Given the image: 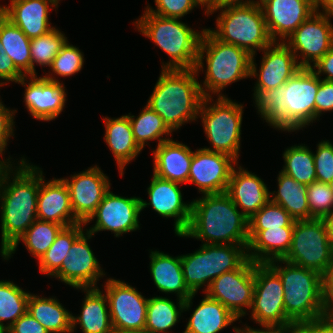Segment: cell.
Wrapping results in <instances>:
<instances>
[{
  "mask_svg": "<svg viewBox=\"0 0 333 333\" xmlns=\"http://www.w3.org/2000/svg\"><path fill=\"white\" fill-rule=\"evenodd\" d=\"M236 333H298L297 326L294 324L285 328H262L254 329L249 326H245L243 329L233 327Z\"/></svg>",
  "mask_w": 333,
  "mask_h": 333,
  "instance_id": "56",
  "label": "cell"
},
{
  "mask_svg": "<svg viewBox=\"0 0 333 333\" xmlns=\"http://www.w3.org/2000/svg\"><path fill=\"white\" fill-rule=\"evenodd\" d=\"M29 295L11 281H0V333L27 312ZM5 321L8 322L6 325Z\"/></svg>",
  "mask_w": 333,
  "mask_h": 333,
  "instance_id": "41",
  "label": "cell"
},
{
  "mask_svg": "<svg viewBox=\"0 0 333 333\" xmlns=\"http://www.w3.org/2000/svg\"><path fill=\"white\" fill-rule=\"evenodd\" d=\"M193 152L187 145L172 139L162 142L153 151V174L164 180L188 183Z\"/></svg>",
  "mask_w": 333,
  "mask_h": 333,
  "instance_id": "26",
  "label": "cell"
},
{
  "mask_svg": "<svg viewBox=\"0 0 333 333\" xmlns=\"http://www.w3.org/2000/svg\"><path fill=\"white\" fill-rule=\"evenodd\" d=\"M14 169L5 174L0 189L1 256L38 219L40 168L22 158Z\"/></svg>",
  "mask_w": 333,
  "mask_h": 333,
  "instance_id": "2",
  "label": "cell"
},
{
  "mask_svg": "<svg viewBox=\"0 0 333 333\" xmlns=\"http://www.w3.org/2000/svg\"><path fill=\"white\" fill-rule=\"evenodd\" d=\"M84 65V55L76 46L70 45L68 41L53 59L50 66L51 73L67 77L78 73Z\"/></svg>",
  "mask_w": 333,
  "mask_h": 333,
  "instance_id": "46",
  "label": "cell"
},
{
  "mask_svg": "<svg viewBox=\"0 0 333 333\" xmlns=\"http://www.w3.org/2000/svg\"><path fill=\"white\" fill-rule=\"evenodd\" d=\"M254 293V261L247 259L239 268L215 278L205 291L238 319L251 308Z\"/></svg>",
  "mask_w": 333,
  "mask_h": 333,
  "instance_id": "14",
  "label": "cell"
},
{
  "mask_svg": "<svg viewBox=\"0 0 333 333\" xmlns=\"http://www.w3.org/2000/svg\"><path fill=\"white\" fill-rule=\"evenodd\" d=\"M283 158L285 165L281 172L285 175L307 186L317 180L313 152L305 144L287 148Z\"/></svg>",
  "mask_w": 333,
  "mask_h": 333,
  "instance_id": "40",
  "label": "cell"
},
{
  "mask_svg": "<svg viewBox=\"0 0 333 333\" xmlns=\"http://www.w3.org/2000/svg\"><path fill=\"white\" fill-rule=\"evenodd\" d=\"M198 5L205 6L207 15L214 14V0H195Z\"/></svg>",
  "mask_w": 333,
  "mask_h": 333,
  "instance_id": "60",
  "label": "cell"
},
{
  "mask_svg": "<svg viewBox=\"0 0 333 333\" xmlns=\"http://www.w3.org/2000/svg\"><path fill=\"white\" fill-rule=\"evenodd\" d=\"M193 293L187 300L179 299L177 306L167 297L148 298L145 330L147 333H169L173 326L179 322V316L192 306Z\"/></svg>",
  "mask_w": 333,
  "mask_h": 333,
  "instance_id": "32",
  "label": "cell"
},
{
  "mask_svg": "<svg viewBox=\"0 0 333 333\" xmlns=\"http://www.w3.org/2000/svg\"><path fill=\"white\" fill-rule=\"evenodd\" d=\"M60 0H11L10 5L0 6V12L20 28L31 40L48 33L49 9L57 8Z\"/></svg>",
  "mask_w": 333,
  "mask_h": 333,
  "instance_id": "23",
  "label": "cell"
},
{
  "mask_svg": "<svg viewBox=\"0 0 333 333\" xmlns=\"http://www.w3.org/2000/svg\"><path fill=\"white\" fill-rule=\"evenodd\" d=\"M248 245L202 244L200 249L207 257V274L213 281L223 273L239 268L247 259Z\"/></svg>",
  "mask_w": 333,
  "mask_h": 333,
  "instance_id": "36",
  "label": "cell"
},
{
  "mask_svg": "<svg viewBox=\"0 0 333 333\" xmlns=\"http://www.w3.org/2000/svg\"><path fill=\"white\" fill-rule=\"evenodd\" d=\"M27 311L50 333H72V313L55 297L30 293Z\"/></svg>",
  "mask_w": 333,
  "mask_h": 333,
  "instance_id": "33",
  "label": "cell"
},
{
  "mask_svg": "<svg viewBox=\"0 0 333 333\" xmlns=\"http://www.w3.org/2000/svg\"><path fill=\"white\" fill-rule=\"evenodd\" d=\"M1 99V98H0ZM17 110H9L0 100V134H13L15 126L14 114Z\"/></svg>",
  "mask_w": 333,
  "mask_h": 333,
  "instance_id": "54",
  "label": "cell"
},
{
  "mask_svg": "<svg viewBox=\"0 0 333 333\" xmlns=\"http://www.w3.org/2000/svg\"><path fill=\"white\" fill-rule=\"evenodd\" d=\"M226 193L248 220L270 200L264 181L241 166L233 168Z\"/></svg>",
  "mask_w": 333,
  "mask_h": 333,
  "instance_id": "25",
  "label": "cell"
},
{
  "mask_svg": "<svg viewBox=\"0 0 333 333\" xmlns=\"http://www.w3.org/2000/svg\"><path fill=\"white\" fill-rule=\"evenodd\" d=\"M283 296L279 274L268 263L254 262L251 319L262 328H285L294 325L286 316Z\"/></svg>",
  "mask_w": 333,
  "mask_h": 333,
  "instance_id": "11",
  "label": "cell"
},
{
  "mask_svg": "<svg viewBox=\"0 0 333 333\" xmlns=\"http://www.w3.org/2000/svg\"><path fill=\"white\" fill-rule=\"evenodd\" d=\"M216 100L211 105L212 96L204 97L199 111L207 140L213 147L204 149L229 155L237 161L244 107L226 96L217 97Z\"/></svg>",
  "mask_w": 333,
  "mask_h": 333,
  "instance_id": "9",
  "label": "cell"
},
{
  "mask_svg": "<svg viewBox=\"0 0 333 333\" xmlns=\"http://www.w3.org/2000/svg\"><path fill=\"white\" fill-rule=\"evenodd\" d=\"M84 223L63 227L57 234L53 244L39 260L40 272L53 276L68 256L72 244L83 234Z\"/></svg>",
  "mask_w": 333,
  "mask_h": 333,
  "instance_id": "38",
  "label": "cell"
},
{
  "mask_svg": "<svg viewBox=\"0 0 333 333\" xmlns=\"http://www.w3.org/2000/svg\"><path fill=\"white\" fill-rule=\"evenodd\" d=\"M317 181L329 184L333 180V144L321 141L313 153Z\"/></svg>",
  "mask_w": 333,
  "mask_h": 333,
  "instance_id": "47",
  "label": "cell"
},
{
  "mask_svg": "<svg viewBox=\"0 0 333 333\" xmlns=\"http://www.w3.org/2000/svg\"><path fill=\"white\" fill-rule=\"evenodd\" d=\"M310 68L319 77L322 73L326 74L327 76L323 80L333 81V47Z\"/></svg>",
  "mask_w": 333,
  "mask_h": 333,
  "instance_id": "53",
  "label": "cell"
},
{
  "mask_svg": "<svg viewBox=\"0 0 333 333\" xmlns=\"http://www.w3.org/2000/svg\"><path fill=\"white\" fill-rule=\"evenodd\" d=\"M237 163L229 155L197 149L193 152L188 183L195 184L203 195L224 193Z\"/></svg>",
  "mask_w": 333,
  "mask_h": 333,
  "instance_id": "17",
  "label": "cell"
},
{
  "mask_svg": "<svg viewBox=\"0 0 333 333\" xmlns=\"http://www.w3.org/2000/svg\"><path fill=\"white\" fill-rule=\"evenodd\" d=\"M329 187H330V189L332 190V193H333V180L329 183Z\"/></svg>",
  "mask_w": 333,
  "mask_h": 333,
  "instance_id": "65",
  "label": "cell"
},
{
  "mask_svg": "<svg viewBox=\"0 0 333 333\" xmlns=\"http://www.w3.org/2000/svg\"><path fill=\"white\" fill-rule=\"evenodd\" d=\"M63 228L62 225L37 219L26 232L2 255L8 260L14 254L20 240L25 244L30 254L38 261L43 257L49 247L53 244L57 234Z\"/></svg>",
  "mask_w": 333,
  "mask_h": 333,
  "instance_id": "37",
  "label": "cell"
},
{
  "mask_svg": "<svg viewBox=\"0 0 333 333\" xmlns=\"http://www.w3.org/2000/svg\"><path fill=\"white\" fill-rule=\"evenodd\" d=\"M105 283L113 331H144L148 298L122 280L109 278Z\"/></svg>",
  "mask_w": 333,
  "mask_h": 333,
  "instance_id": "13",
  "label": "cell"
},
{
  "mask_svg": "<svg viewBox=\"0 0 333 333\" xmlns=\"http://www.w3.org/2000/svg\"><path fill=\"white\" fill-rule=\"evenodd\" d=\"M181 266L185 285L192 293H197L205 284L207 288L204 292L210 287L212 280L207 274V257L201 249L181 255Z\"/></svg>",
  "mask_w": 333,
  "mask_h": 333,
  "instance_id": "43",
  "label": "cell"
},
{
  "mask_svg": "<svg viewBox=\"0 0 333 333\" xmlns=\"http://www.w3.org/2000/svg\"><path fill=\"white\" fill-rule=\"evenodd\" d=\"M37 218L58 223L63 227L81 223L72 211L71 199L65 182L62 179L54 178L45 183L41 169Z\"/></svg>",
  "mask_w": 333,
  "mask_h": 333,
  "instance_id": "24",
  "label": "cell"
},
{
  "mask_svg": "<svg viewBox=\"0 0 333 333\" xmlns=\"http://www.w3.org/2000/svg\"><path fill=\"white\" fill-rule=\"evenodd\" d=\"M282 260L325 276L333 260V246L324 219L295 220L292 244Z\"/></svg>",
  "mask_w": 333,
  "mask_h": 333,
  "instance_id": "10",
  "label": "cell"
},
{
  "mask_svg": "<svg viewBox=\"0 0 333 333\" xmlns=\"http://www.w3.org/2000/svg\"><path fill=\"white\" fill-rule=\"evenodd\" d=\"M319 9L284 42L296 59L301 56V61H298L301 67L310 68L311 62L314 65L333 47V25L330 23L332 16L319 12Z\"/></svg>",
  "mask_w": 333,
  "mask_h": 333,
  "instance_id": "12",
  "label": "cell"
},
{
  "mask_svg": "<svg viewBox=\"0 0 333 333\" xmlns=\"http://www.w3.org/2000/svg\"><path fill=\"white\" fill-rule=\"evenodd\" d=\"M0 42L15 67L24 75L31 76V40L0 12Z\"/></svg>",
  "mask_w": 333,
  "mask_h": 333,
  "instance_id": "35",
  "label": "cell"
},
{
  "mask_svg": "<svg viewBox=\"0 0 333 333\" xmlns=\"http://www.w3.org/2000/svg\"><path fill=\"white\" fill-rule=\"evenodd\" d=\"M4 333H50L28 311L18 318Z\"/></svg>",
  "mask_w": 333,
  "mask_h": 333,
  "instance_id": "50",
  "label": "cell"
},
{
  "mask_svg": "<svg viewBox=\"0 0 333 333\" xmlns=\"http://www.w3.org/2000/svg\"><path fill=\"white\" fill-rule=\"evenodd\" d=\"M195 69H162L146 104L173 132L195 121L204 100Z\"/></svg>",
  "mask_w": 333,
  "mask_h": 333,
  "instance_id": "4",
  "label": "cell"
},
{
  "mask_svg": "<svg viewBox=\"0 0 333 333\" xmlns=\"http://www.w3.org/2000/svg\"><path fill=\"white\" fill-rule=\"evenodd\" d=\"M67 37L55 27L46 34L31 39V76H37L35 63L50 67L53 59L67 42Z\"/></svg>",
  "mask_w": 333,
  "mask_h": 333,
  "instance_id": "42",
  "label": "cell"
},
{
  "mask_svg": "<svg viewBox=\"0 0 333 333\" xmlns=\"http://www.w3.org/2000/svg\"><path fill=\"white\" fill-rule=\"evenodd\" d=\"M134 24L171 57L162 69H195L204 29L196 32L179 18L161 17L147 9Z\"/></svg>",
  "mask_w": 333,
  "mask_h": 333,
  "instance_id": "7",
  "label": "cell"
},
{
  "mask_svg": "<svg viewBox=\"0 0 333 333\" xmlns=\"http://www.w3.org/2000/svg\"><path fill=\"white\" fill-rule=\"evenodd\" d=\"M324 298L327 315H333V260L324 276Z\"/></svg>",
  "mask_w": 333,
  "mask_h": 333,
  "instance_id": "55",
  "label": "cell"
},
{
  "mask_svg": "<svg viewBox=\"0 0 333 333\" xmlns=\"http://www.w3.org/2000/svg\"><path fill=\"white\" fill-rule=\"evenodd\" d=\"M294 227L249 230L248 258L255 263L283 259L290 250Z\"/></svg>",
  "mask_w": 333,
  "mask_h": 333,
  "instance_id": "27",
  "label": "cell"
},
{
  "mask_svg": "<svg viewBox=\"0 0 333 333\" xmlns=\"http://www.w3.org/2000/svg\"><path fill=\"white\" fill-rule=\"evenodd\" d=\"M295 220L280 205L270 200L249 219V230L294 227Z\"/></svg>",
  "mask_w": 333,
  "mask_h": 333,
  "instance_id": "44",
  "label": "cell"
},
{
  "mask_svg": "<svg viewBox=\"0 0 333 333\" xmlns=\"http://www.w3.org/2000/svg\"><path fill=\"white\" fill-rule=\"evenodd\" d=\"M316 4L324 13L333 16V0H316Z\"/></svg>",
  "mask_w": 333,
  "mask_h": 333,
  "instance_id": "58",
  "label": "cell"
},
{
  "mask_svg": "<svg viewBox=\"0 0 333 333\" xmlns=\"http://www.w3.org/2000/svg\"><path fill=\"white\" fill-rule=\"evenodd\" d=\"M191 219L180 237H191L203 244L248 245L249 220L224 192L204 194L192 202Z\"/></svg>",
  "mask_w": 333,
  "mask_h": 333,
  "instance_id": "3",
  "label": "cell"
},
{
  "mask_svg": "<svg viewBox=\"0 0 333 333\" xmlns=\"http://www.w3.org/2000/svg\"><path fill=\"white\" fill-rule=\"evenodd\" d=\"M264 55L257 73L254 55L251 58L250 76L258 77L253 95L261 90L274 89L284 85L302 67L296 56L284 42H273L262 50Z\"/></svg>",
  "mask_w": 333,
  "mask_h": 333,
  "instance_id": "20",
  "label": "cell"
},
{
  "mask_svg": "<svg viewBox=\"0 0 333 333\" xmlns=\"http://www.w3.org/2000/svg\"><path fill=\"white\" fill-rule=\"evenodd\" d=\"M267 1L268 0H258V1L251 0L250 3L254 4V5H257V6H261V5H263Z\"/></svg>",
  "mask_w": 333,
  "mask_h": 333,
  "instance_id": "63",
  "label": "cell"
},
{
  "mask_svg": "<svg viewBox=\"0 0 333 333\" xmlns=\"http://www.w3.org/2000/svg\"><path fill=\"white\" fill-rule=\"evenodd\" d=\"M251 0H214V12L220 8L227 6H237V5H246L250 4Z\"/></svg>",
  "mask_w": 333,
  "mask_h": 333,
  "instance_id": "57",
  "label": "cell"
},
{
  "mask_svg": "<svg viewBox=\"0 0 333 333\" xmlns=\"http://www.w3.org/2000/svg\"><path fill=\"white\" fill-rule=\"evenodd\" d=\"M218 10L217 29L208 31L221 42L238 46L252 56L274 42L260 6L250 3Z\"/></svg>",
  "mask_w": 333,
  "mask_h": 333,
  "instance_id": "8",
  "label": "cell"
},
{
  "mask_svg": "<svg viewBox=\"0 0 333 333\" xmlns=\"http://www.w3.org/2000/svg\"><path fill=\"white\" fill-rule=\"evenodd\" d=\"M141 198H126L115 195L110 189L105 193L102 202L96 211L84 223L91 222L96 218L93 227L86 231L94 235L100 231H111L115 237L122 234L133 232L139 229V214L141 210Z\"/></svg>",
  "mask_w": 333,
  "mask_h": 333,
  "instance_id": "15",
  "label": "cell"
},
{
  "mask_svg": "<svg viewBox=\"0 0 333 333\" xmlns=\"http://www.w3.org/2000/svg\"><path fill=\"white\" fill-rule=\"evenodd\" d=\"M113 333H147L146 331H114Z\"/></svg>",
  "mask_w": 333,
  "mask_h": 333,
  "instance_id": "64",
  "label": "cell"
},
{
  "mask_svg": "<svg viewBox=\"0 0 333 333\" xmlns=\"http://www.w3.org/2000/svg\"><path fill=\"white\" fill-rule=\"evenodd\" d=\"M236 320L225 306L206 294L192 312L183 333H218Z\"/></svg>",
  "mask_w": 333,
  "mask_h": 333,
  "instance_id": "31",
  "label": "cell"
},
{
  "mask_svg": "<svg viewBox=\"0 0 333 333\" xmlns=\"http://www.w3.org/2000/svg\"><path fill=\"white\" fill-rule=\"evenodd\" d=\"M67 185L74 216L85 223L102 202L105 193L110 189V181L106 174L96 165L74 174L69 178H61Z\"/></svg>",
  "mask_w": 333,
  "mask_h": 333,
  "instance_id": "18",
  "label": "cell"
},
{
  "mask_svg": "<svg viewBox=\"0 0 333 333\" xmlns=\"http://www.w3.org/2000/svg\"><path fill=\"white\" fill-rule=\"evenodd\" d=\"M105 122V141L114 155L123 176L125 166L135 159L142 149L134 139L132 127L128 115L118 118L103 117Z\"/></svg>",
  "mask_w": 333,
  "mask_h": 333,
  "instance_id": "30",
  "label": "cell"
},
{
  "mask_svg": "<svg viewBox=\"0 0 333 333\" xmlns=\"http://www.w3.org/2000/svg\"><path fill=\"white\" fill-rule=\"evenodd\" d=\"M24 75L15 67L11 58L5 53L0 42V79L9 83L18 82ZM0 82V86L7 85V82Z\"/></svg>",
  "mask_w": 333,
  "mask_h": 333,
  "instance_id": "51",
  "label": "cell"
},
{
  "mask_svg": "<svg viewBox=\"0 0 333 333\" xmlns=\"http://www.w3.org/2000/svg\"><path fill=\"white\" fill-rule=\"evenodd\" d=\"M251 58L252 55L246 50L233 44L223 43L215 38L208 28L204 29L195 66L197 73L203 71V59L206 60L207 69L203 87L200 84L204 97H211L215 93L218 97H225L221 93L224 87L251 77Z\"/></svg>",
  "mask_w": 333,
  "mask_h": 333,
  "instance_id": "6",
  "label": "cell"
},
{
  "mask_svg": "<svg viewBox=\"0 0 333 333\" xmlns=\"http://www.w3.org/2000/svg\"><path fill=\"white\" fill-rule=\"evenodd\" d=\"M333 110V81L319 77V88L315 98V120L322 112Z\"/></svg>",
  "mask_w": 333,
  "mask_h": 333,
  "instance_id": "49",
  "label": "cell"
},
{
  "mask_svg": "<svg viewBox=\"0 0 333 333\" xmlns=\"http://www.w3.org/2000/svg\"><path fill=\"white\" fill-rule=\"evenodd\" d=\"M295 325L298 333H333V319L329 315L316 320L302 321Z\"/></svg>",
  "mask_w": 333,
  "mask_h": 333,
  "instance_id": "52",
  "label": "cell"
},
{
  "mask_svg": "<svg viewBox=\"0 0 333 333\" xmlns=\"http://www.w3.org/2000/svg\"><path fill=\"white\" fill-rule=\"evenodd\" d=\"M277 181V193L270 192V201L282 206L294 220H310L307 185L298 183L282 172H279Z\"/></svg>",
  "mask_w": 333,
  "mask_h": 333,
  "instance_id": "34",
  "label": "cell"
},
{
  "mask_svg": "<svg viewBox=\"0 0 333 333\" xmlns=\"http://www.w3.org/2000/svg\"><path fill=\"white\" fill-rule=\"evenodd\" d=\"M150 272L154 284L164 293H176L177 299L187 300L193 294L185 285L181 256H170L164 252H150Z\"/></svg>",
  "mask_w": 333,
  "mask_h": 333,
  "instance_id": "28",
  "label": "cell"
},
{
  "mask_svg": "<svg viewBox=\"0 0 333 333\" xmlns=\"http://www.w3.org/2000/svg\"><path fill=\"white\" fill-rule=\"evenodd\" d=\"M327 230H328V234H329V239L331 241V244L333 246V212L330 213L329 215H327L324 218Z\"/></svg>",
  "mask_w": 333,
  "mask_h": 333,
  "instance_id": "61",
  "label": "cell"
},
{
  "mask_svg": "<svg viewBox=\"0 0 333 333\" xmlns=\"http://www.w3.org/2000/svg\"><path fill=\"white\" fill-rule=\"evenodd\" d=\"M86 292L80 315H72V332L77 324L83 333H113L106 294L98 288H82Z\"/></svg>",
  "mask_w": 333,
  "mask_h": 333,
  "instance_id": "29",
  "label": "cell"
},
{
  "mask_svg": "<svg viewBox=\"0 0 333 333\" xmlns=\"http://www.w3.org/2000/svg\"><path fill=\"white\" fill-rule=\"evenodd\" d=\"M11 158H8L6 161L3 159L2 161L0 160V189L2 185L3 178L5 174L10 170L13 169L10 161Z\"/></svg>",
  "mask_w": 333,
  "mask_h": 333,
  "instance_id": "59",
  "label": "cell"
},
{
  "mask_svg": "<svg viewBox=\"0 0 333 333\" xmlns=\"http://www.w3.org/2000/svg\"><path fill=\"white\" fill-rule=\"evenodd\" d=\"M132 127L134 139L138 146L143 150L148 141L158 140V145L164 141L170 140L163 135H170L172 131L164 123L163 119L149 106H145L140 114L135 118L134 115H128Z\"/></svg>",
  "mask_w": 333,
  "mask_h": 333,
  "instance_id": "39",
  "label": "cell"
},
{
  "mask_svg": "<svg viewBox=\"0 0 333 333\" xmlns=\"http://www.w3.org/2000/svg\"><path fill=\"white\" fill-rule=\"evenodd\" d=\"M310 219H324L333 212V193L329 184L314 181L307 186Z\"/></svg>",
  "mask_w": 333,
  "mask_h": 333,
  "instance_id": "45",
  "label": "cell"
},
{
  "mask_svg": "<svg viewBox=\"0 0 333 333\" xmlns=\"http://www.w3.org/2000/svg\"><path fill=\"white\" fill-rule=\"evenodd\" d=\"M92 236L86 231L72 244L61 268L52 277L76 289L97 287L98 278L105 273L88 244L87 240Z\"/></svg>",
  "mask_w": 333,
  "mask_h": 333,
  "instance_id": "19",
  "label": "cell"
},
{
  "mask_svg": "<svg viewBox=\"0 0 333 333\" xmlns=\"http://www.w3.org/2000/svg\"><path fill=\"white\" fill-rule=\"evenodd\" d=\"M157 9H152L149 5L147 9L150 13L165 18H182L192 9L199 6L195 0H154Z\"/></svg>",
  "mask_w": 333,
  "mask_h": 333,
  "instance_id": "48",
  "label": "cell"
},
{
  "mask_svg": "<svg viewBox=\"0 0 333 333\" xmlns=\"http://www.w3.org/2000/svg\"><path fill=\"white\" fill-rule=\"evenodd\" d=\"M29 78V82L26 80L27 76L17 82L26 87L23 98L27 110L37 120H54L61 114L66 103L64 84L50 75V72L42 77Z\"/></svg>",
  "mask_w": 333,
  "mask_h": 333,
  "instance_id": "16",
  "label": "cell"
},
{
  "mask_svg": "<svg viewBox=\"0 0 333 333\" xmlns=\"http://www.w3.org/2000/svg\"><path fill=\"white\" fill-rule=\"evenodd\" d=\"M14 134H0V155L3 156V152L7 147V142L10 140V137H13Z\"/></svg>",
  "mask_w": 333,
  "mask_h": 333,
  "instance_id": "62",
  "label": "cell"
},
{
  "mask_svg": "<svg viewBox=\"0 0 333 333\" xmlns=\"http://www.w3.org/2000/svg\"><path fill=\"white\" fill-rule=\"evenodd\" d=\"M180 183L161 179L153 174L147 188L150 202L141 199V210L151 205L154 211L166 218H175V234H183L190 223L192 203H184Z\"/></svg>",
  "mask_w": 333,
  "mask_h": 333,
  "instance_id": "22",
  "label": "cell"
},
{
  "mask_svg": "<svg viewBox=\"0 0 333 333\" xmlns=\"http://www.w3.org/2000/svg\"><path fill=\"white\" fill-rule=\"evenodd\" d=\"M260 7L274 42H285L318 9L316 0H268Z\"/></svg>",
  "mask_w": 333,
  "mask_h": 333,
  "instance_id": "21",
  "label": "cell"
},
{
  "mask_svg": "<svg viewBox=\"0 0 333 333\" xmlns=\"http://www.w3.org/2000/svg\"><path fill=\"white\" fill-rule=\"evenodd\" d=\"M318 88L319 76L311 68L302 67L284 85L259 91L254 96L255 107L275 129L300 130L315 121Z\"/></svg>",
  "mask_w": 333,
  "mask_h": 333,
  "instance_id": "1",
  "label": "cell"
},
{
  "mask_svg": "<svg viewBox=\"0 0 333 333\" xmlns=\"http://www.w3.org/2000/svg\"><path fill=\"white\" fill-rule=\"evenodd\" d=\"M278 262L285 266L279 265ZM268 264L279 274L284 290L285 313L294 324L316 320L327 315L324 276L317 271L282 259L272 260Z\"/></svg>",
  "mask_w": 333,
  "mask_h": 333,
  "instance_id": "5",
  "label": "cell"
}]
</instances>
